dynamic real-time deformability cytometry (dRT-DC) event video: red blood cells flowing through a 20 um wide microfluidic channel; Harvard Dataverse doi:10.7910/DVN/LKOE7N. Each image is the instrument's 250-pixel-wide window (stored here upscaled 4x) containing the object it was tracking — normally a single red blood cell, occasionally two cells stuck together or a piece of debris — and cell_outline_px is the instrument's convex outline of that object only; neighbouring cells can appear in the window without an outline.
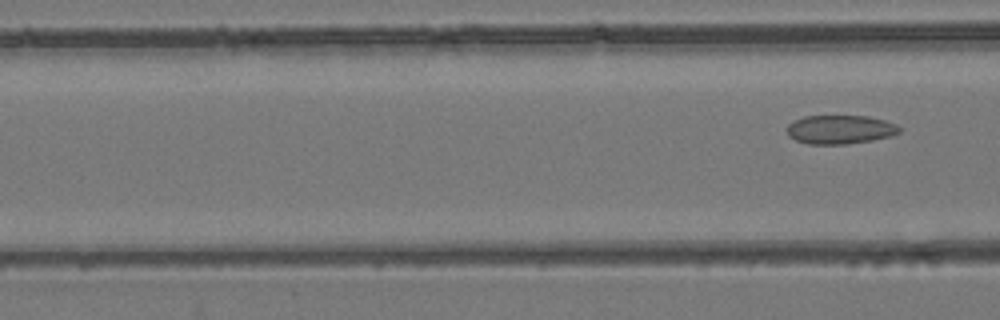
{"species": "common noctule bat (a hibernating species)", "species_latin": "Nyctalus noctula", "temperature_condition": "room temperature", "stored_images_in_passage": 5, "camera_frame_rate_fps": 3000, "um_per_image_px": 0.085, "animal": {"sex": "female", "body_mass_g": 24.6, "forearm_length_mm": 56.2}, "frame": {"image": 1, "passage_image": 5, "time_ms": 1.333, "image_size_px": [1000, 320], "cell_outline_px": [[904, 128], [900, 132], [892, 136], [872, 140], [844, 144], [808, 144], [796, 140], [788, 136], [788, 124], [804, 116], [868, 116], [884, 120], [896, 124]], "centroid_in_image_um": [71.45, 11.01], "position_along_channel_um": 95.1, "area_um2": 18.9}}